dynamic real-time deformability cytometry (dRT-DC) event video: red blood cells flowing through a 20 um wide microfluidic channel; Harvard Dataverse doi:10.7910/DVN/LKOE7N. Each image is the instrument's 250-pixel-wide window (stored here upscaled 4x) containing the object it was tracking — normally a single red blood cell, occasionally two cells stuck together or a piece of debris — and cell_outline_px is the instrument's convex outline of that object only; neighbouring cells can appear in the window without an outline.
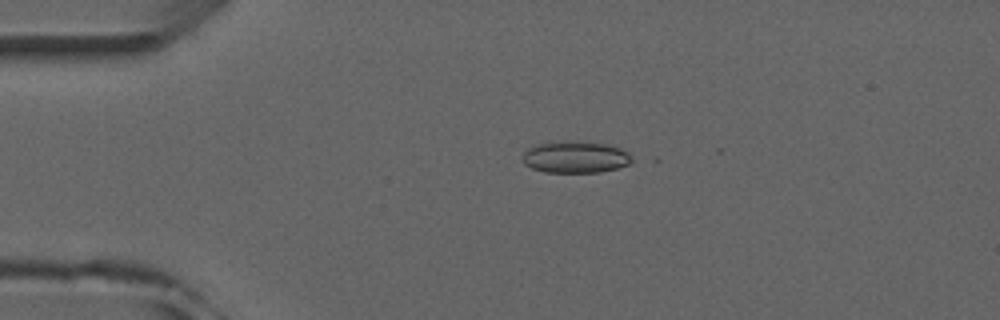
{"species": "common noctule bat (a hibernating species)", "species_latin": "Nyctalus noctula", "temperature_condition": "room temperature", "stored_images_in_passage": 2, "camera_frame_rate_fps": 3000, "um_per_image_px": 0.085, "animal": {"sex": "male", "forearm_length_mm": 52.5}, "frame": {"image": 1, "passage_image": 1, "time_ms": 0.0, "image_size_px": [1000, 320], "cell_outline_px": [[636, 160], [628, 164], [616, 168], [600, 172], [544, 172], [532, 168], [524, 164], [520, 160], [524, 152], [528, 148], [536, 144], [564, 140], [580, 140], [608, 144], [620, 148], [628, 152]], "centroid_in_image_um": [48.9, 13.33], "position_along_channel_um": 36.1, "area_um2": 20.75}}